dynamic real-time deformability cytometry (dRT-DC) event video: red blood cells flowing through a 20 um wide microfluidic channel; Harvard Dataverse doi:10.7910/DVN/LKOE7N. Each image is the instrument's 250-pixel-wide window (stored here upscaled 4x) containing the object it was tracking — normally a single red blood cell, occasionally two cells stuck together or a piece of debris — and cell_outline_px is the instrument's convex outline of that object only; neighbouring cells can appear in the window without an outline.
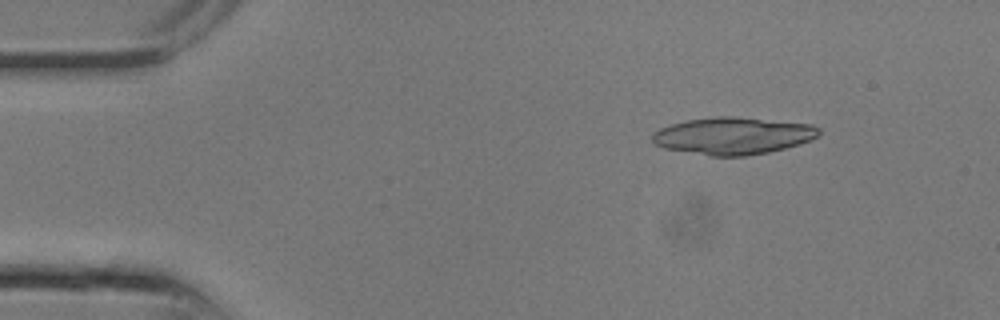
{"species": "common noctule bat (a hibernating species)", "species_latin": "Nyctalus noctula", "temperature_condition": "room temperature", "stored_images_in_passage": 15, "segment_of_instrument_passage": [1, 2], "camera_frame_rate_fps": 3000, "um_per_image_px": 0.085, "animal": {"sex": "male", "body_mass_g": 13.3}, "frame": {"image": 1, "passage_image": 3, "time_ms": 0.667, "image_size_px": [1000, 320], "cell_outline_px": [[820, 132], [816, 136], [800, 144], [768, 152], [748, 156], [712, 156], [664, 148], [656, 144], [652, 140], [652, 132], [660, 128], [684, 120], [712, 116], [736, 116], [812, 124], [820, 128]], "centroid_in_image_um": [62.29, 11.53], "position_along_channel_um": 22.7, "area_um2": 36.18}}